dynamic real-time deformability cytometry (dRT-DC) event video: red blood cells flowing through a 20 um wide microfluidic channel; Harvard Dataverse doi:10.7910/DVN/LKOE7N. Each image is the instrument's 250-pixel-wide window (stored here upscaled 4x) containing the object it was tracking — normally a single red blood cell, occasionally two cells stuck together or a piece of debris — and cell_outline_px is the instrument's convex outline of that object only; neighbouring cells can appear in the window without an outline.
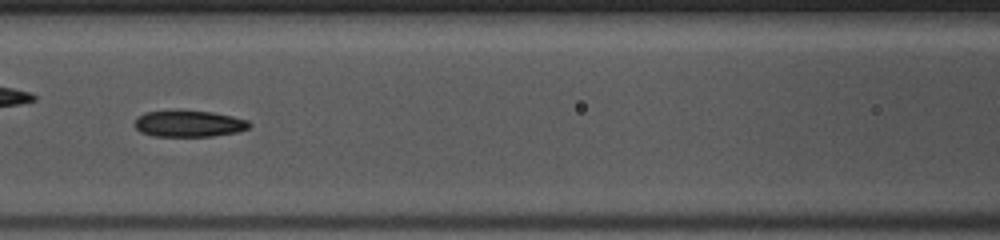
{"species": "common noctule bat (a hibernating species)", "species_latin": "Nyctalus noctula", "temperature_condition": "warm", "stored_images_in_passage": 41, "camera_frame_rate_fps": 3000, "um_per_image_px": 0.085, "animal": {"sex": "female", "body_mass_g": 10.0, "forearm_length_mm": 53.1}, "frame": {"image": 1, "passage_image": 12, "time_ms": 3.667, "image_size_px": [1000, 240], "cell_outline_px": [[252, 124], [248, 128], [236, 132], [212, 136], [152, 136], [140, 132], [136, 128], [136, 120], [144, 112], [212, 112], [232, 116], [248, 120]], "centroid_in_image_um": [16.09, 10.54], "position_along_channel_um": 150.5, "area_um2": 17.11}}
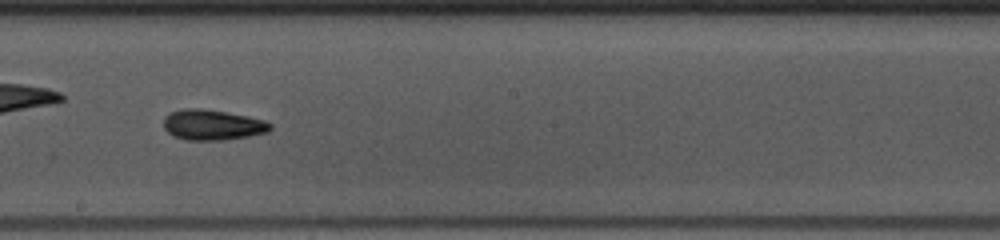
{"frame": {"image": 2, "passage_image": 18, "time_ms": 5.667, "image_size_px": [1000, 240], "cell_outline_px": [[272, 128], [268, 132], [248, 136], [224, 140], [184, 140], [172, 136], [164, 128], [164, 116], [172, 112], [184, 108], [200, 108], [248, 116], [264, 120], [272, 124]], "centroid_in_image_um": [18.05, 10.62], "position_along_channel_um": 230.2, "area_um2": 18.96}}
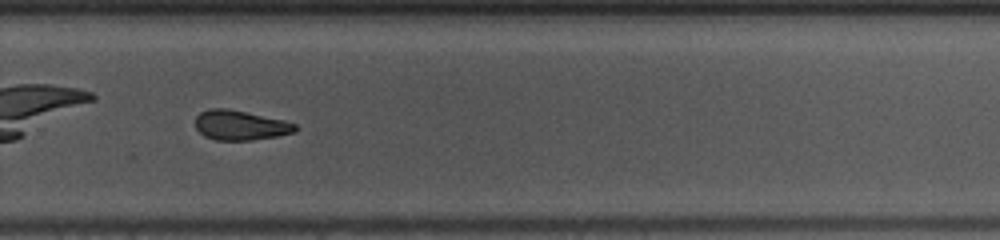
{"frame": {"image": 3, "passage_image": 24, "time_ms": 7.667, "image_size_px": [1000, 240], "cell_outline_px": [[296, 132], [276, 136], [248, 140], [216, 140], [204, 136], [196, 128], [196, 116], [200, 112], [208, 108], [228, 108], [284, 120], [296, 124]], "centroid_in_image_um": [20.4, 10.63], "position_along_channel_um": 309.4, "area_um2": 17.28}, "authors_computed_cell_mechanics": {"area_um2": 17.918, "velocity_mm_per_s": 3.9801, "shape_relaxation_time_tau1_ms": 5.6433, "shape_relaxation_time_tau2_ms": 2.7, "deformation_change_tau1": 0.159, "deformation_change_tau2": 0.0963}}